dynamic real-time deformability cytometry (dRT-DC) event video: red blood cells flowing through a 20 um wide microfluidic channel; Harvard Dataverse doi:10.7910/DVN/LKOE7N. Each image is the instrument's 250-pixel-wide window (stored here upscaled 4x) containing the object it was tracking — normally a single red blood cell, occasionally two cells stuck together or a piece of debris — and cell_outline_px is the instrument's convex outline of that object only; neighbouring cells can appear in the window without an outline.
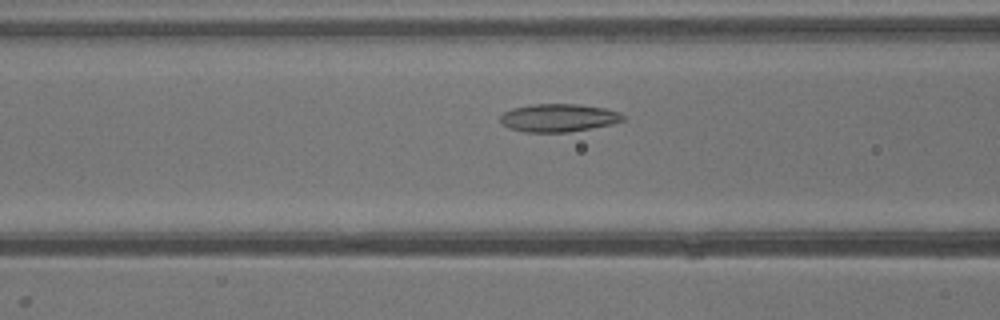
{"species": "common noctule bat (a hibernating species)", "species_latin": "Nyctalus noctula", "temperature_condition": "warm", "stored_images_in_passage": 31, "camera_frame_rate_fps": 3000, "um_per_image_px": 0.085, "animal": {"sex": "male", "body_mass_g": 13.3}, "frame": {"image": 1, "passage_image": 7, "time_ms": 2.0, "image_size_px": [1000, 320], "cell_outline_px": [[624, 120], [612, 124], [568, 132], [524, 132], [508, 128], [500, 124], [500, 116], [504, 112], [512, 108], [532, 104], [576, 104], [604, 108], [620, 112], [624, 116]], "centroid_in_image_um": [47.43, 10.01], "position_along_channel_um": 119.2, "area_um2": 20.06}}
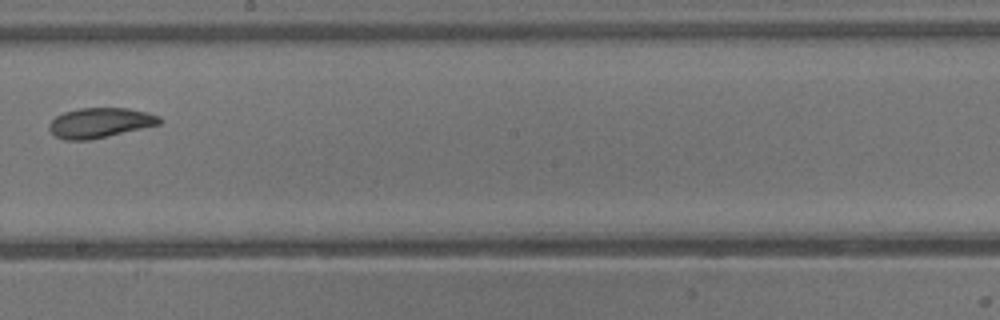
{"frame": {"image": 2, "passage_image": 14, "time_ms": 4.333, "image_size_px": [1000, 320], "cell_outline_px": [[160, 124], [88, 140], [64, 140], [56, 136], [48, 128], [48, 124], [56, 116], [64, 112], [76, 108], [128, 108], [148, 112], [160, 116]], "centroid_in_image_um": [8.47, 10.42], "position_along_channel_um": 239.7, "area_um2": 19.13}}
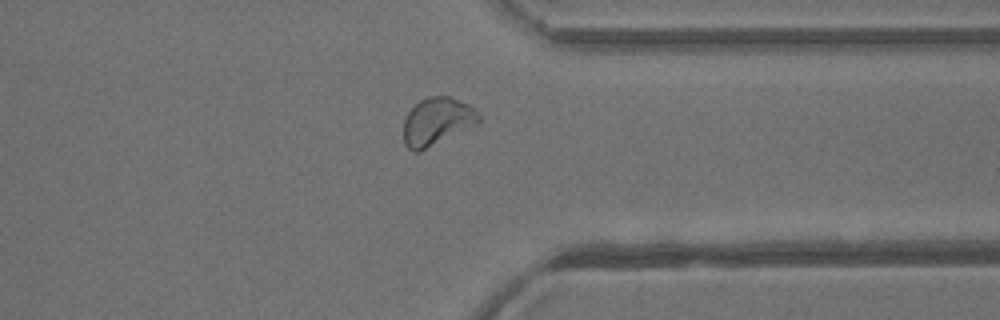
{"frame": {"image": 3, "passage_image": 22, "time_ms": 7.0, "image_size_px": [1000, 320], "cell_outline_px": [[480, 120], [476, 124], [420, 152], [412, 152], [404, 144], [404, 120], [408, 112], [420, 100], [428, 96], [448, 96], [460, 100], [468, 104], [480, 116]], "centroid_in_image_um": [37.11, 10.33], "position_along_channel_um": 374.3, "area_um2": 20.69}}